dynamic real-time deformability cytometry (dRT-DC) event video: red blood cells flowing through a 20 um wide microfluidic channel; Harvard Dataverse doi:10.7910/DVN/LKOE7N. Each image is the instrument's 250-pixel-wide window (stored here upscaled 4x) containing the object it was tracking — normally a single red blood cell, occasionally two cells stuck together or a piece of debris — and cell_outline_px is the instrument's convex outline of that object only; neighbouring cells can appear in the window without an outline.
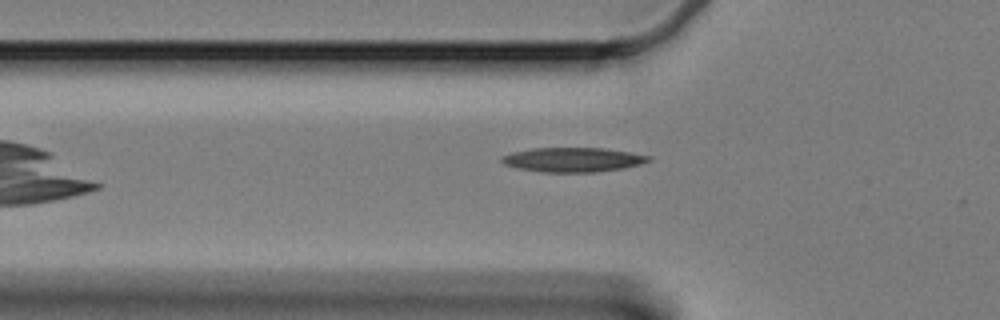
{"species": "Egyptian fruit bat (a non-hibernating species)", "species_latin": "Rousettus aegyptiacus", "temperature_condition": "cold", "stored_images_in_passage": 34, "camera_frame_rate_fps": 3000, "um_per_image_px": 0.085, "animal": {"sex": "female"}, "frame": {"image": 1, "passage_image": 2, "time_ms": 0.333, "image_size_px": [1000, 320], "cell_outline_px": [[652, 160], [640, 164], [624, 168], [596, 172], [540, 172], [516, 168], [504, 164], [500, 160], [500, 156], [512, 152], [532, 148], [604, 148], [652, 156]], "centroid_in_image_um": [48.67, 13.58], "position_along_channel_um": 77.1, "area_um2": 21.04}}
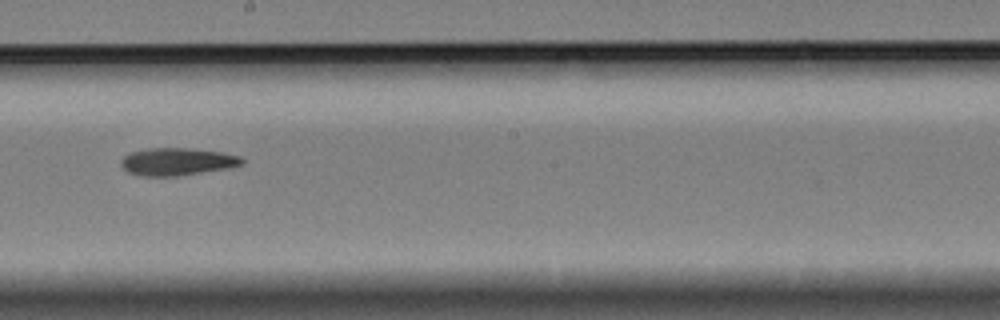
{"frame": {"image": 2, "passage_image": 16, "time_ms": 5.0, "image_size_px": [1000, 320], "cell_outline_px": [[244, 164], [232, 168], [176, 176], [144, 176], [128, 172], [120, 164], [120, 160], [124, 156], [132, 152], [148, 148], [188, 148], [220, 152], [240, 156], [244, 160]], "centroid_in_image_um": [15.09, 13.74], "position_along_channel_um": 233.1, "area_um2": 19.42}}
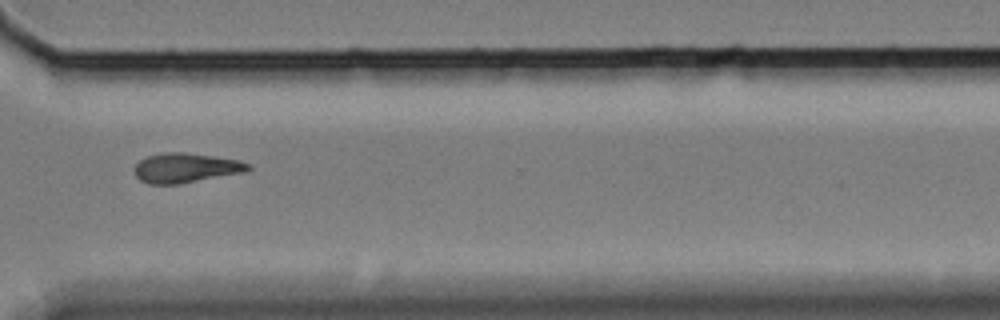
{"frame": {"image": 3, "passage_image": 27, "time_ms": 8.667, "image_size_px": [1000, 320], "cell_outline_px": [[252, 168], [248, 172], [180, 184], [148, 184], [140, 180], [136, 176], [132, 168], [140, 160], [148, 156], [164, 152], [184, 152], [240, 160], [252, 164]], "centroid_in_image_um": [15.83, 14.28], "position_along_channel_um": 354.8, "area_um2": 20.0}}